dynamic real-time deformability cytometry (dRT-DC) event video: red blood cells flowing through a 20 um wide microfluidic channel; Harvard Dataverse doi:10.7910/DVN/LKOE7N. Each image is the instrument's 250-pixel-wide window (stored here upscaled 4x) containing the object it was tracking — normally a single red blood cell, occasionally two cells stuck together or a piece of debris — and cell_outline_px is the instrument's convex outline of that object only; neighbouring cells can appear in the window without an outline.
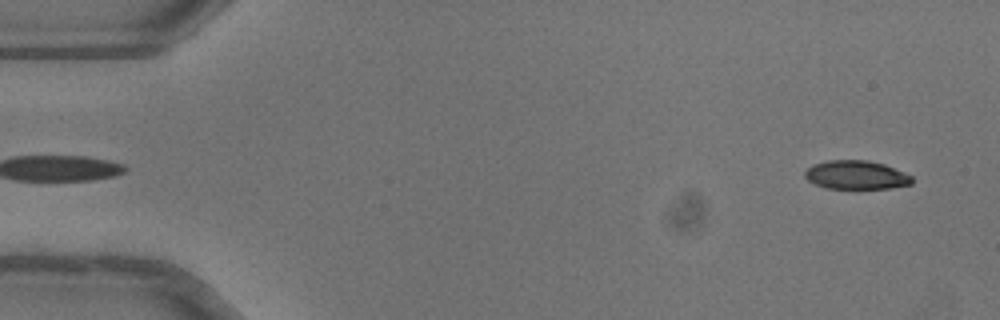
{"species": "common noctule bat (a hibernating species)", "species_latin": "Nyctalus noctula", "temperature_condition": "warm", "stored_images_in_passage": 50, "camera_frame_rate_fps": 3000, "um_per_image_px": 0.085, "animal": {"sex": "female"}, "frame": {"image": 1, "passage_image": 2, "time_ms": 0.333, "image_size_px": [1000, 320], "cell_outline_px": [[912, 184], [892, 188], [828, 188], [816, 184], [808, 180], [804, 176], [804, 172], [812, 164], [828, 160], [868, 160], [884, 164], [904, 172], [912, 176]], "centroid_in_image_um": [72.78, 14.86], "position_along_channel_um": 12.2, "area_um2": 17.86}}
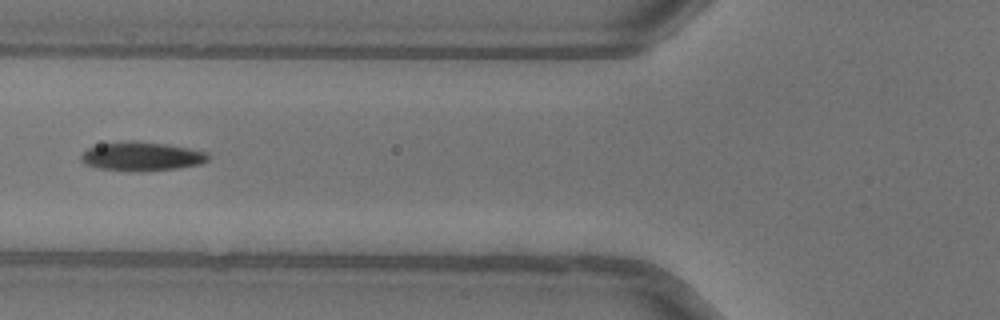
{"frame": {"image": 2, "passage_image": 19, "time_ms": 6.0, "image_size_px": [1000, 320], "cell_outline_px": [[208, 160], [200, 164], [176, 168], [140, 172], [132, 172], [100, 168], [84, 164], [80, 160], [80, 156], [88, 148], [100, 144], [128, 140], [132, 140], [168, 144], [208, 152]], "centroid_in_image_um": [12.02, 13.29], "position_along_channel_um": 113.8, "area_um2": 21.56}}
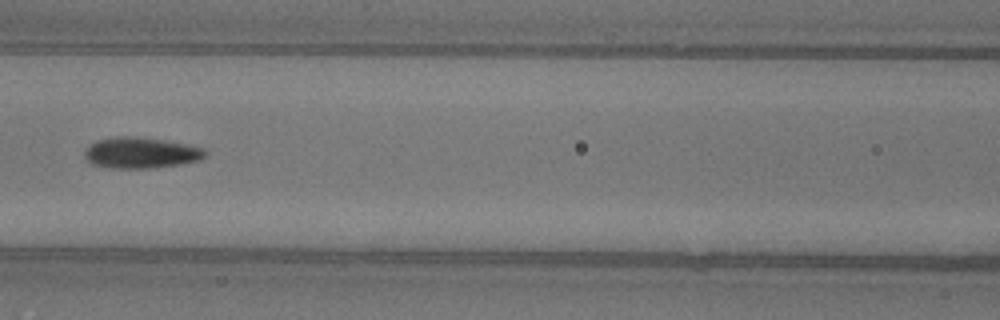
{"frame": {"image": 3, "passage_image": 22, "time_ms": 7.0, "image_size_px": [1000, 320], "cell_outline_px": [[208, 152], [200, 160], [152, 168], [108, 168], [92, 164], [84, 156], [84, 152], [96, 140], [116, 136], [136, 136], [164, 140], [204, 148]], "centroid_in_image_um": [11.95, 12.98], "position_along_channel_um": 154.6, "area_um2": 21.62}, "authors_computed_cell_mechanics": {"area_um2": 20.3456, "velocity_mm_per_s": 4.0493, "shape_relaxation_time_tau1_ms": 3.9728, "shape_relaxation_time_tau2_ms": 2.0965, "deformation_change_tau1": 0.1873, "deformation_change_tau2": 0.0862}}